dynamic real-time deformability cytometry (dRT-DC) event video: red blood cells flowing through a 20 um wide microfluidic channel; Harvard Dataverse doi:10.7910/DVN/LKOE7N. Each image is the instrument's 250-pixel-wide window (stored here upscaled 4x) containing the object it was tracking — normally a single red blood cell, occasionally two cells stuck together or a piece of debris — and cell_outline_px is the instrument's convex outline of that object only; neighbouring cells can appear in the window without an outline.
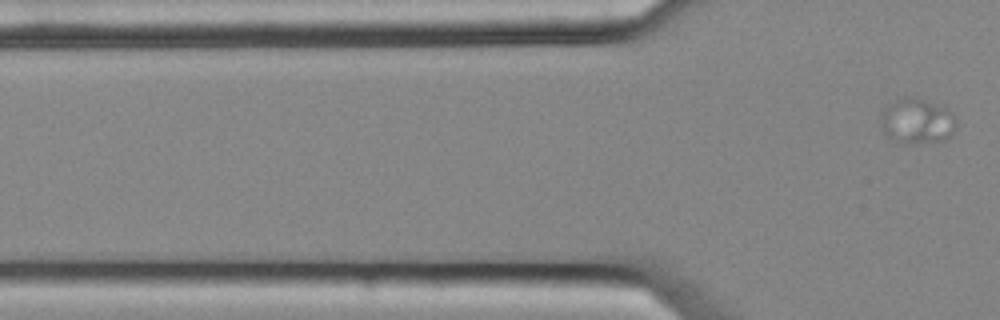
{"species": "common noctule bat (a hibernating species)", "species_latin": "Nyctalus noctula", "temperature_condition": "cold", "stored_images_in_passage": 6, "segment_of_instrument_passage": [2, 2], "camera_frame_rate_fps": 3000, "um_per_image_px": 0.085, "animal": {"sex": "female", "body_mass_g": 25.1}, "frame": {"image": 1, "passage_image": 6, "time_ms": 1.667, "image_size_px": [1000, 320], "cell_outline_px": [[956, 128], [944, 140], [896, 144], [884, 132], [884, 108], [900, 96], [916, 96], [944, 108], [952, 112], [956, 120]], "centroid_in_image_um": [77.96, 10.28], "position_along_channel_um": 47.8, "area_um2": 19.59}}